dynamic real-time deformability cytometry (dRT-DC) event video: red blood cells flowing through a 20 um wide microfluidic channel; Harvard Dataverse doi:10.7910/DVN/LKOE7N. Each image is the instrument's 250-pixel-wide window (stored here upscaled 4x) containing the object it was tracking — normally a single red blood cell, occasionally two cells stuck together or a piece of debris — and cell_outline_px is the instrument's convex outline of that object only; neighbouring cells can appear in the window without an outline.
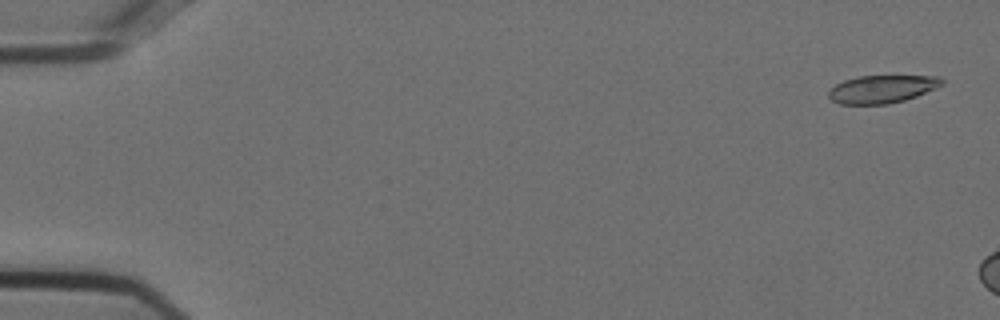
{"species": "Egyptian fruit bat (a non-hibernating species)", "species_latin": "Rousettus aegyptiacus", "temperature_condition": "cold", "stored_images_in_passage": 5, "camera_frame_rate_fps": 3000, "um_per_image_px": 0.085, "animal": {"sex": "female"}, "frame": {"image": 1, "passage_image": 2, "time_ms": 0.333, "image_size_px": [1000, 320], "cell_outline_px": [[944, 84], [936, 88], [916, 96], [904, 100], [888, 104], [840, 104], [832, 100], [828, 96], [828, 92], [836, 84], [844, 80], [860, 76], [940, 76], [944, 80]], "centroid_in_image_um": [74.99, 7.57], "position_along_channel_um": 10.0, "area_um2": 18.32}}